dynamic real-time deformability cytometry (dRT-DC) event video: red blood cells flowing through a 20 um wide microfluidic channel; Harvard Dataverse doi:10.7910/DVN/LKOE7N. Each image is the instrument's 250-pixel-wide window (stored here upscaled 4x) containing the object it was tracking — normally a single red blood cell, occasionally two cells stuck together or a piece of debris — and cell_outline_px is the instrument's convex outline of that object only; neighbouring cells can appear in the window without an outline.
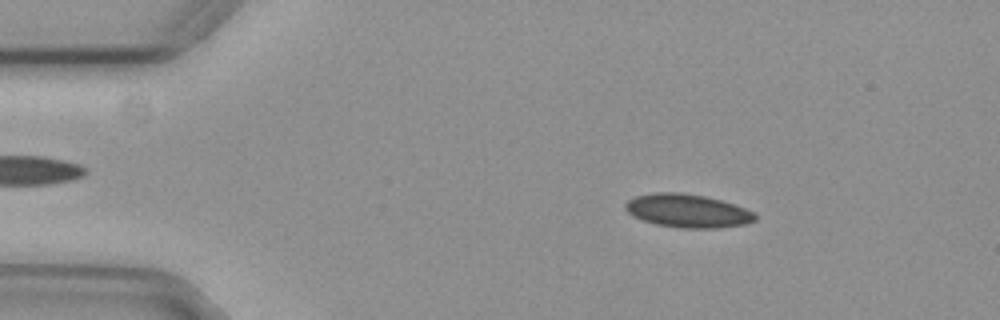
{"species": "common noctule bat (a hibernating species)", "species_latin": "Nyctalus noctula", "temperature_condition": "cold", "stored_images_in_passage": 54, "camera_frame_rate_fps": 3000, "um_per_image_px": 0.085, "animal": {"sex": "female", "body_mass_g": 29.2, "forearm_length_mm": 56.3}, "frame": {"image": 1, "passage_image": 8, "time_ms": 2.333, "image_size_px": [1000, 320], "cell_outline_px": [[756, 220], [744, 224], [720, 228], [680, 228], [656, 224], [644, 220], [628, 212], [624, 208], [624, 204], [628, 200], [636, 196], [656, 192], [680, 192], [704, 196], [720, 200], [756, 212]], "centroid_in_image_um": [58.46, 17.92], "position_along_channel_um": 26.5, "area_um2": 25.09}}
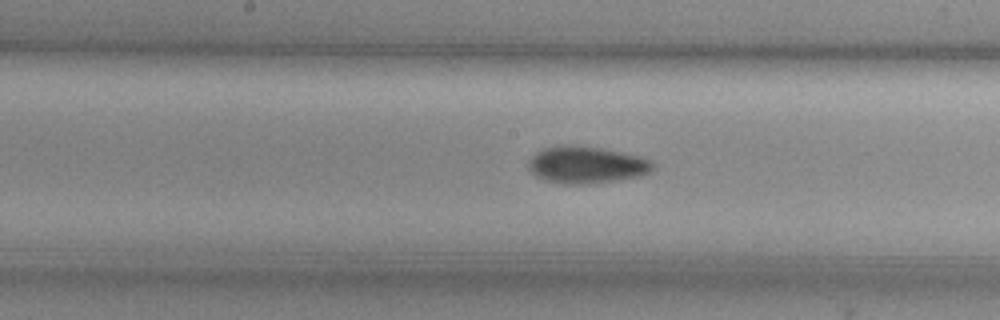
{"frame": {"image": 2, "passage_image": 27, "time_ms": 8.667, "image_size_px": [1000, 320], "cell_outline_px": [[652, 168], [648, 172], [640, 176], [616, 180], [584, 184], [564, 184], [544, 180], [536, 176], [528, 168], [528, 160], [536, 152], [544, 148], [568, 144], [600, 148], [620, 152], [652, 160]], "centroid_in_image_um": [49.79, 14.01], "position_along_channel_um": 198.4, "area_um2": 26.53}}
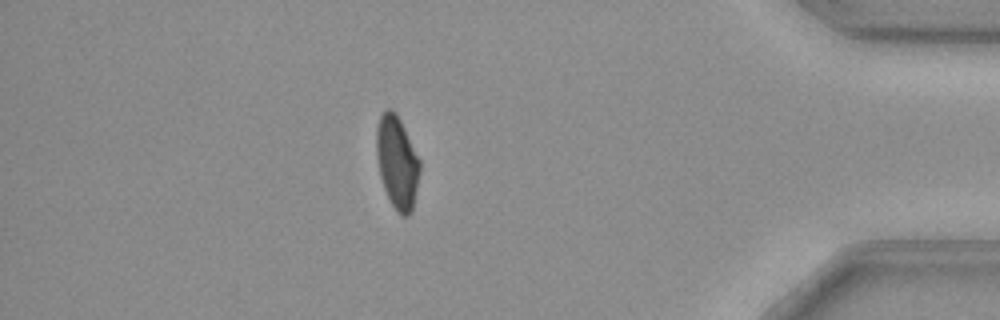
{"frame": {"image": 3, "passage_image": 47, "time_ms": 15.333, "image_size_px": [1000, 320], "cell_outline_px": [[420, 172], [412, 212], [408, 216], [400, 216], [396, 212], [384, 188], [380, 176], [376, 156], [376, 128], [380, 116], [388, 108], [396, 112], [420, 160]], "centroid_in_image_um": [33.75, 13.82], "position_along_channel_um": 401.4, "area_um2": 23.41}, "authors_computed_cell_mechanics": {"area_um2": 24.7673, "velocity_mm_per_s": 3.7178, "shape_relaxation_time_tau1_ms": 7.3632, "shape_relaxation_time_tau2_ms": 6.8794, "deformation_change_tau1": 0.1225, "deformation_change_tau2": 0.1017}}